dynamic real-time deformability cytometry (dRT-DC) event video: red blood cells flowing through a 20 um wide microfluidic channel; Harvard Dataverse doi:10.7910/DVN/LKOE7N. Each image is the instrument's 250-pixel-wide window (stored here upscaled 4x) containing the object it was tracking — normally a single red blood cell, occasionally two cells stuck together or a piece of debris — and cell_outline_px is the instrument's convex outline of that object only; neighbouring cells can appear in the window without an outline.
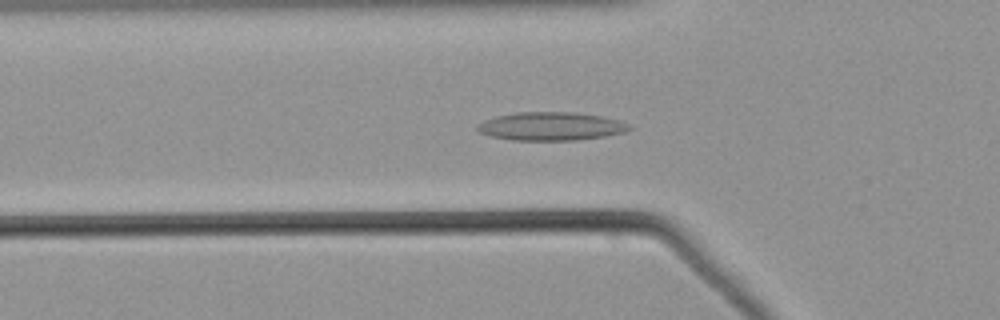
{"species": "common noctule bat (a hibernating species)", "species_latin": "Nyctalus noctula", "temperature_condition": "warm", "stored_images_in_passage": 33, "camera_frame_rate_fps": 3000, "um_per_image_px": 0.085, "animal": {"sex": "male", "body_mass_g": 21.5, "forearm_length_mm": 52.0}, "frame": {"image": 1, "passage_image": 4, "time_ms": 1.0, "image_size_px": [1000, 320], "cell_outline_px": [[632, 128], [624, 132], [604, 136], [576, 140], [512, 140], [488, 136], [476, 132], [476, 128], [484, 120], [496, 116], [516, 112], [576, 112], [600, 116], [620, 120], [632, 124]], "centroid_in_image_um": [46.82, 10.73], "position_along_channel_um": 79.0, "area_um2": 25.26}}
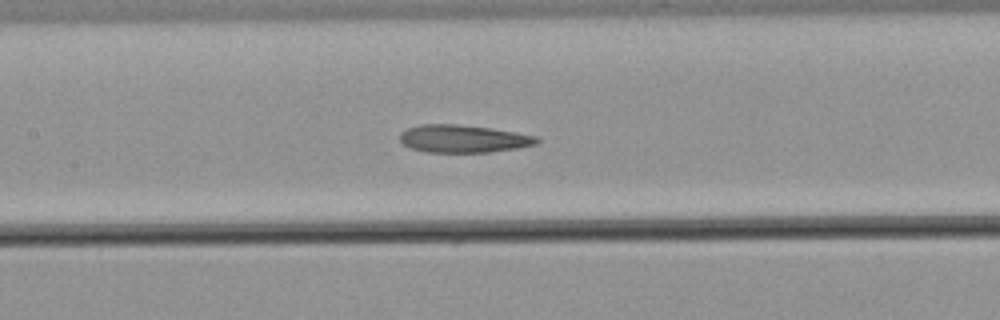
{"frame": {"image": 2, "passage_image": 11, "time_ms": 3.333, "image_size_px": [1000, 320], "cell_outline_px": [[540, 140], [536, 144], [516, 148], [488, 152], [428, 152], [408, 148], [400, 140], [400, 132], [408, 128], [420, 124], [456, 124], [492, 128], [516, 132], [536, 136]], "centroid_in_image_um": [39.35, 11.79], "position_along_channel_um": 168.0, "area_um2": 22.08}}
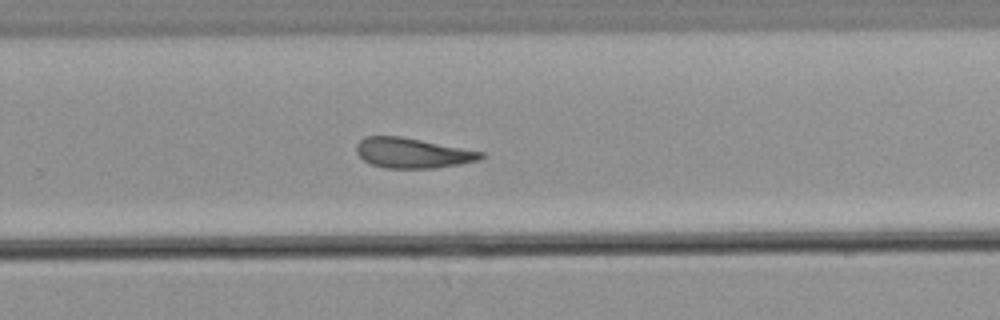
{"frame": {"image": 3, "passage_image": 21, "time_ms": 6.667, "image_size_px": [1000, 320], "cell_outline_px": [[484, 156], [480, 160], [460, 164], [436, 168], [384, 168], [372, 164], [364, 160], [356, 152], [356, 144], [364, 136], [400, 136], [484, 152]], "centroid_in_image_um": [35.05, 13.0], "position_along_channel_um": 294.7, "area_um2": 21.79}}